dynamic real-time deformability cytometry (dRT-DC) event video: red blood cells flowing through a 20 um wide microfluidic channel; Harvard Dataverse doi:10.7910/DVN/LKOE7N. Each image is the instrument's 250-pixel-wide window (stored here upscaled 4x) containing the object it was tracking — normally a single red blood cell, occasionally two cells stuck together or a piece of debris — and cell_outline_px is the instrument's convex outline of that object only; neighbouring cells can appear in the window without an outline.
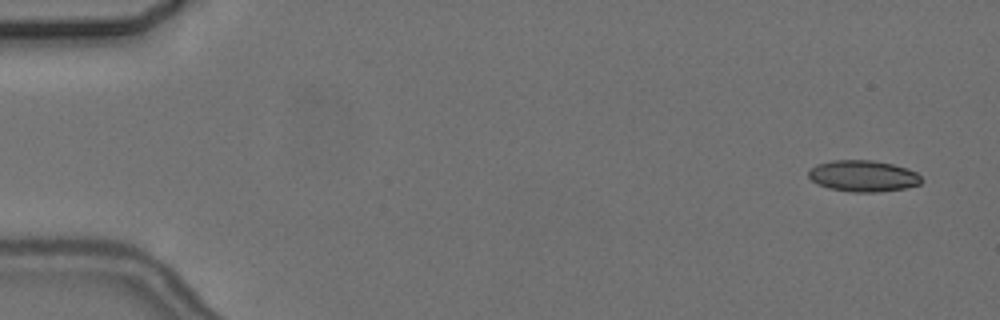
{"species": "common noctule bat (a hibernating species)", "species_latin": "Nyctalus noctula", "temperature_condition": "cold", "stored_images_in_passage": 5, "camera_frame_rate_fps": 3000, "um_per_image_px": 0.085, "animal": {"sex": "female", "body_mass_g": 24.6, "forearm_length_mm": 56.2}, "frame": {"image": 1, "passage_image": 1, "time_ms": 0.0, "image_size_px": [1000, 320], "cell_outline_px": [[924, 180], [920, 184], [904, 188], [876, 192], [852, 192], [828, 188], [816, 184], [808, 176], [808, 172], [816, 164], [832, 160], [872, 160], [892, 164], [908, 168], [916, 172]], "centroid_in_image_um": [73.36, 14.96], "position_along_channel_um": 11.6, "area_um2": 20.69}}
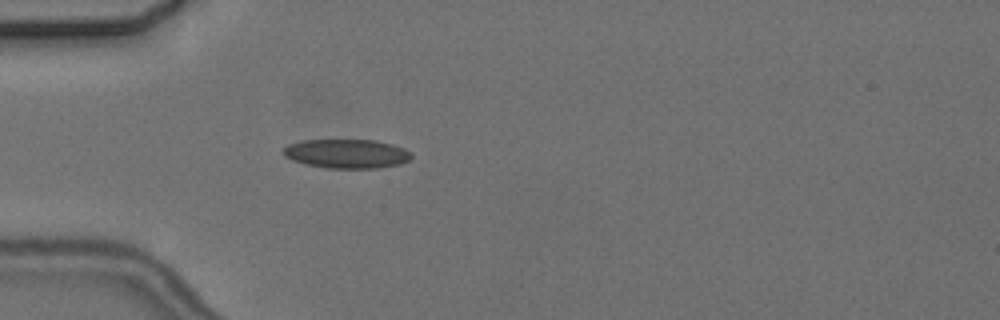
{"frame": {"image": 2, "passage_image": 5, "time_ms": 4.667, "image_size_px": [1000, 320], "cell_outline_px": [[412, 156], [408, 160], [400, 164], [380, 168], [328, 168], [308, 164], [292, 160], [284, 156], [284, 148], [288, 144], [304, 140], [376, 140], [392, 144], [404, 148], [412, 152]], "centroid_in_image_um": [29.51, 13.06], "position_along_channel_um": 55.5, "area_um2": 21.68}}